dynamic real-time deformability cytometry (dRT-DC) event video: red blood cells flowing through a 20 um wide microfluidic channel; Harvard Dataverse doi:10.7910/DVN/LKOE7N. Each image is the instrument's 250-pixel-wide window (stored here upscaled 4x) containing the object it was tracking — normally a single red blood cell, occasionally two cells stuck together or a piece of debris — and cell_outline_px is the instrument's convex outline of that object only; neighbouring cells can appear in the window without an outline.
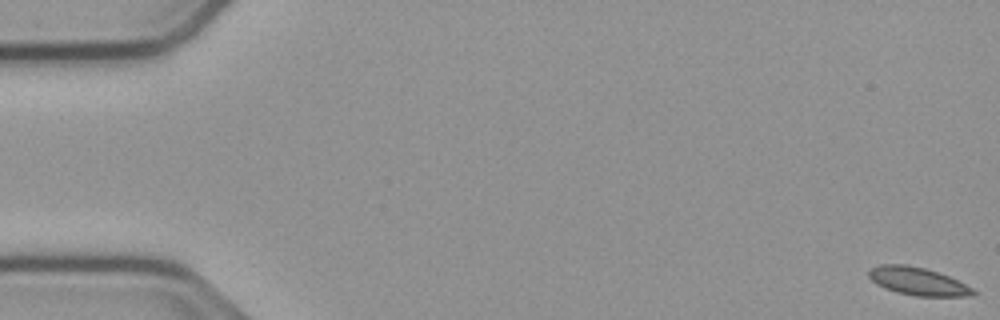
{"species": "common noctule bat (a hibernating species)", "species_latin": "Nyctalus noctula", "temperature_condition": "cold", "stored_images_in_passage": 57, "camera_frame_rate_fps": 3000, "um_per_image_px": 0.085, "animal": {"sex": "male", "body_mass_g": 23.1, "forearm_length_mm": 52.7}, "frame": {"image": 1, "passage_image": 1, "time_ms": 0.0, "image_size_px": [1000, 320], "cell_outline_px": [[976, 292], [972, 296], [916, 296], [896, 292], [884, 288], [876, 284], [868, 276], [868, 268], [880, 264], [904, 264], [924, 268], [948, 276], [972, 288]], "centroid_in_image_um": [77.95, 23.9], "position_along_channel_um": 7.1, "area_um2": 16.88}}
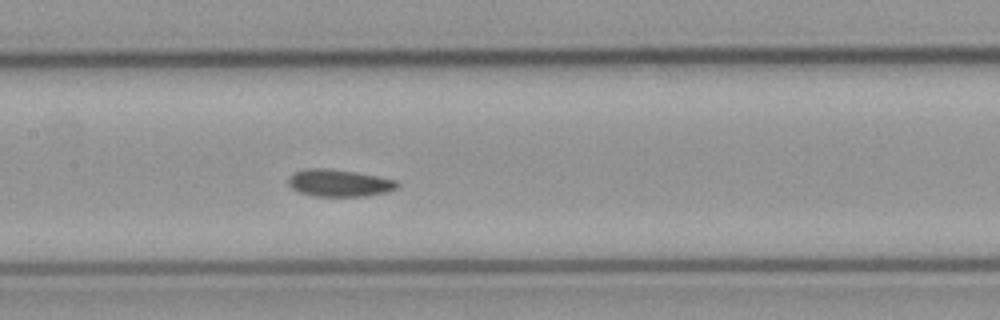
{"frame": {"image": 2, "passage_image": 27, "time_ms": 8.667, "image_size_px": [1000, 320], "cell_outline_px": [[400, 184], [396, 188], [388, 192], [364, 196], [316, 196], [300, 192], [292, 188], [288, 184], [288, 180], [296, 172], [308, 168], [328, 168], [356, 172], [396, 180]], "centroid_in_image_um": [28.86, 15.55], "position_along_channel_um": 178.5, "area_um2": 17.05}}
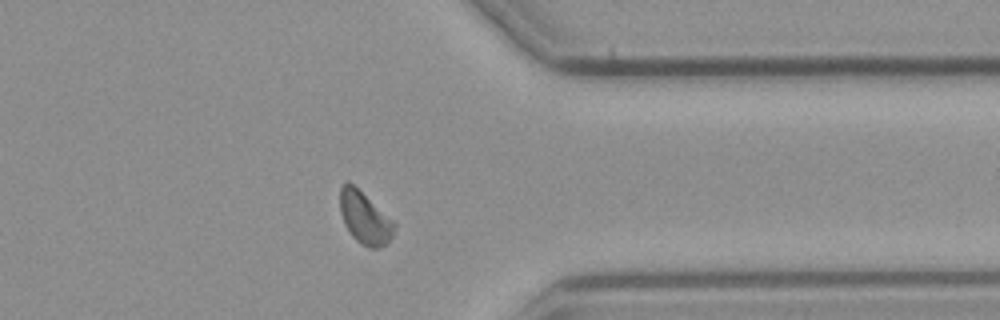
{"frame": {"image": 3, "passage_image": 44, "time_ms": 14.333, "image_size_px": [1000, 320], "cell_outline_px": [[396, 228], [392, 236], [384, 244], [376, 248], [372, 248], [360, 244], [348, 232], [344, 224], [340, 212], [340, 188], [348, 180], [392, 220], [396, 224]], "centroid_in_image_um": [30.97, 18.53], "position_along_channel_um": 380.4, "area_um2": 16.18}, "authors_computed_cell_mechanics": {"area_um2": 16.9354, "velocity_mm_per_s": 3.7273, "shape_relaxation_time_tau1_ms": 9.1109, "shape_relaxation_time_tau2_ms": 3.469, "deformation_change_tau1": 0.126, "deformation_change_tau2": 0.0587}}